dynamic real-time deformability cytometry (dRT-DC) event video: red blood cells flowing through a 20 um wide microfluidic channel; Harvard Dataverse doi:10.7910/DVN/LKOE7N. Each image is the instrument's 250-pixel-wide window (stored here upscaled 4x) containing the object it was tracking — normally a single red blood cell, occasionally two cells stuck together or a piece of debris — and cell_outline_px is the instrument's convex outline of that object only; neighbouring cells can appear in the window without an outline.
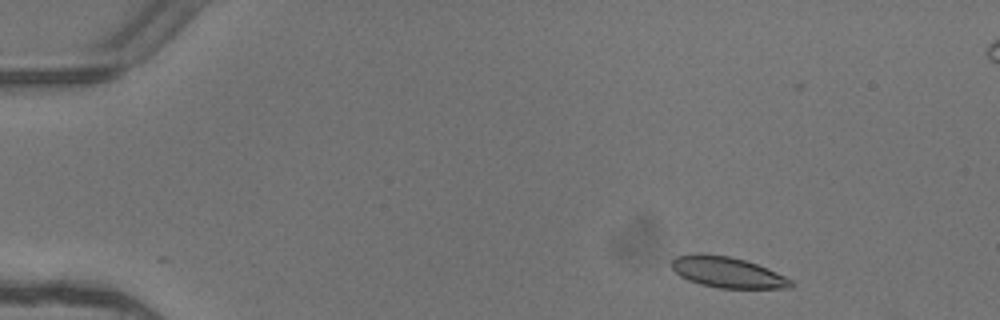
{"species": "common noctule bat (a hibernating species)", "species_latin": "Nyctalus noctula", "temperature_condition": "warm", "stored_images_in_passage": 5, "camera_frame_rate_fps": 3000, "um_per_image_px": 0.085, "animal": {"sex": "female"}, "frame": {"image": 1, "passage_image": 2, "time_ms": 0.333, "image_size_px": [1000, 320], "cell_outline_px": [[796, 284], [792, 288], [720, 288], [700, 284], [688, 280], [680, 276], [672, 268], [672, 260], [676, 256], [696, 252], [700, 252], [728, 256], [744, 260], [756, 264], [776, 272], [792, 280]], "centroid_in_image_um": [61.82, 23.14], "position_along_channel_um": 23.2, "area_um2": 21.5}}